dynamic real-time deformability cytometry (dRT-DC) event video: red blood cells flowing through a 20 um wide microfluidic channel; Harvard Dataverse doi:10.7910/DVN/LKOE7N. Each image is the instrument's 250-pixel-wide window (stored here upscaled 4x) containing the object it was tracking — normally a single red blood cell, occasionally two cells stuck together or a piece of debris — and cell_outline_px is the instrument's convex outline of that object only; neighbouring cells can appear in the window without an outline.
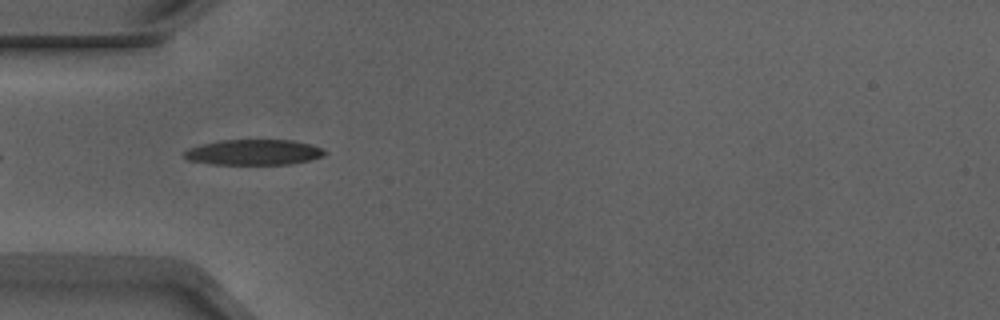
{"species": "Egyptian fruit bat (a non-hibernating species)", "species_latin": "Rousettus aegyptiacus", "temperature_condition": "warm", "stored_images_in_passage": 34, "camera_frame_rate_fps": 3000, "um_per_image_px": 0.085, "animal": {"sex": "male"}, "frame": {"image": 1, "passage_image": 1, "time_ms": 0.0, "image_size_px": [1000, 320], "cell_outline_px": [[328, 152], [324, 156], [308, 160], [288, 164], [212, 164], [188, 160], [184, 156], [184, 152], [188, 148], [200, 144], [220, 140], [292, 140], [312, 144]], "centroid_in_image_um": [21.56, 12.93], "position_along_channel_um": 63.4, "area_um2": 20.87}}
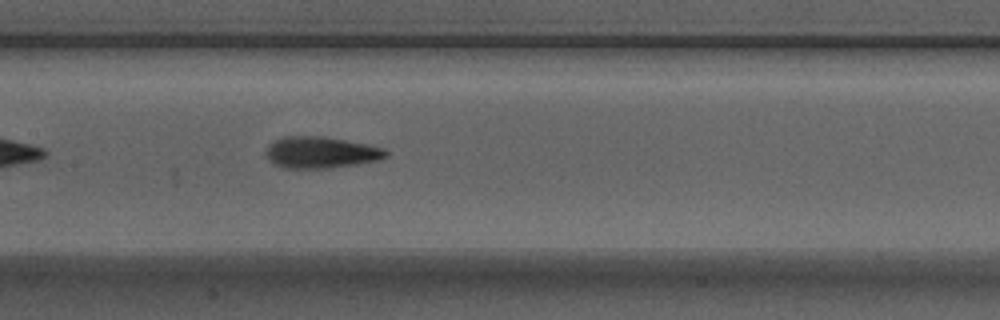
{"frame": {"image": 2, "passage_image": 10, "time_ms": 3.0, "image_size_px": [1000, 320], "cell_outline_px": [[388, 156], [376, 160], [356, 164], [328, 168], [284, 168], [276, 164], [268, 156], [268, 144], [284, 136], [320, 136], [344, 140], [384, 148], [388, 152]], "centroid_in_image_um": [27.29, 12.95], "position_along_channel_um": 180.1, "area_um2": 21.5}}
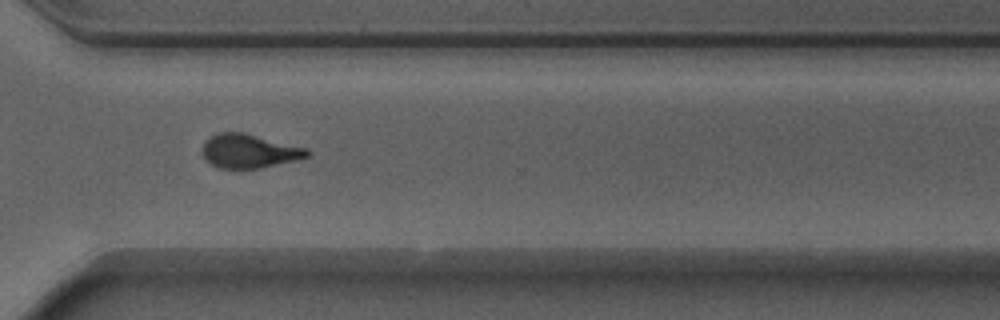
{"frame": {"image": 3, "passage_image": 23, "time_ms": 7.333, "image_size_px": [1000, 320], "cell_outline_px": [[312, 152], [308, 156], [296, 160], [260, 168], [220, 168], [204, 160], [200, 152], [204, 140], [216, 132], [244, 132], [308, 148]], "centroid_in_image_um": [21.14, 12.82], "position_along_channel_um": 349.5, "area_um2": 21.04}, "authors_computed_cell_mechanics": {"area_um2": 20.9525, "velocity_mm_per_s": 3.9121, "shape_relaxation_time_tau1_ms": 3.6668, "shape_relaxation_time_tau2_ms": 1.8606, "deformation_change_tau1": 0.1878, "deformation_change_tau2": 0.1082}}